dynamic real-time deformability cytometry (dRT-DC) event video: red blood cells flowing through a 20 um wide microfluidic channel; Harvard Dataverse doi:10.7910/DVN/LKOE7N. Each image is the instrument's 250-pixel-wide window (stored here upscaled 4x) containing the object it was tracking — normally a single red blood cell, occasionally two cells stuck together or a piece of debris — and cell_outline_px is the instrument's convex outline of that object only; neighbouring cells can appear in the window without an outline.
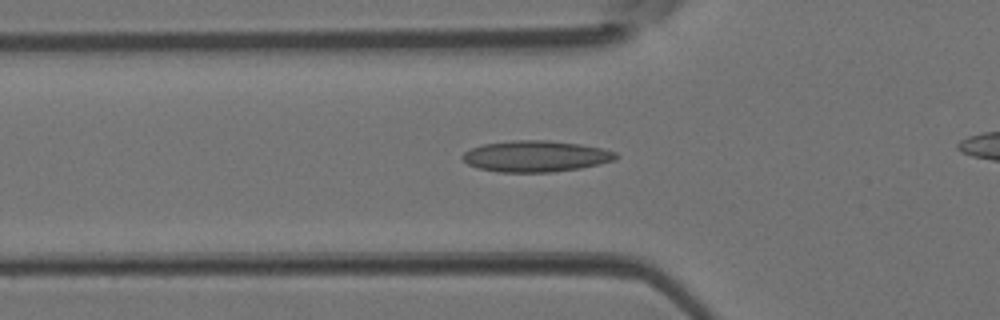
{"species": "Egyptian fruit bat (a non-hibernating species)", "species_latin": "Rousettus aegyptiacus", "temperature_condition": "room temperature", "stored_images_in_passage": 24, "camera_frame_rate_fps": 3000, "um_per_image_px": 0.085, "animal": {"sex": "female"}, "frame": {"image": 1, "passage_image": 4, "time_ms": 1.0, "image_size_px": [1000, 320], "cell_outline_px": [[620, 156], [616, 160], [600, 164], [580, 168], [552, 172], [500, 172], [480, 168], [468, 164], [460, 156], [464, 152], [472, 148], [484, 144], [516, 140], [548, 140], [580, 144], [600, 148], [616, 152]], "centroid_in_image_um": [45.58, 13.28], "position_along_channel_um": 80.2, "area_um2": 27.8}}
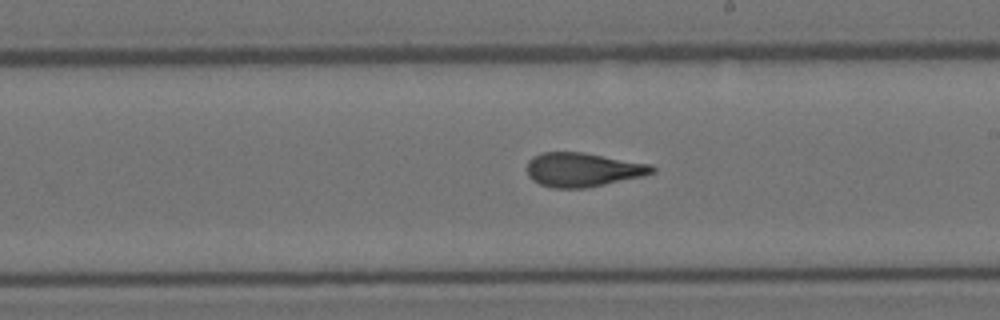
{"frame": {"image": 2, "passage_image": 14, "time_ms": 4.333, "image_size_px": [1000, 320], "cell_outline_px": [[656, 172], [644, 176], [584, 188], [552, 188], [540, 184], [532, 180], [528, 176], [528, 160], [532, 156], [544, 152], [580, 152], [652, 164], [656, 168]], "centroid_in_image_um": [49.55, 14.42], "position_along_channel_um": 239.5, "area_um2": 24.8}}
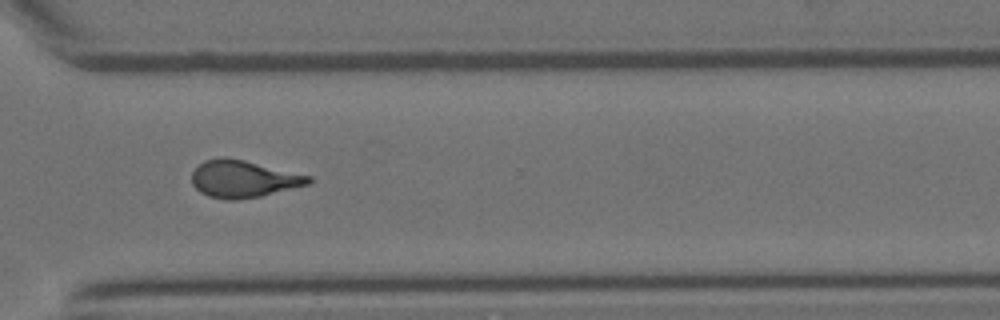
{"frame": {"image": 3, "passage_image": 21, "time_ms": 6.667, "image_size_px": [1000, 320], "cell_outline_px": [[312, 180], [308, 184], [260, 196], [236, 200], [224, 200], [208, 196], [200, 192], [192, 184], [192, 172], [204, 160], [224, 156], [244, 160], [312, 176]], "centroid_in_image_um": [20.66, 15.2], "position_along_channel_um": 349.9, "area_um2": 25.2}}